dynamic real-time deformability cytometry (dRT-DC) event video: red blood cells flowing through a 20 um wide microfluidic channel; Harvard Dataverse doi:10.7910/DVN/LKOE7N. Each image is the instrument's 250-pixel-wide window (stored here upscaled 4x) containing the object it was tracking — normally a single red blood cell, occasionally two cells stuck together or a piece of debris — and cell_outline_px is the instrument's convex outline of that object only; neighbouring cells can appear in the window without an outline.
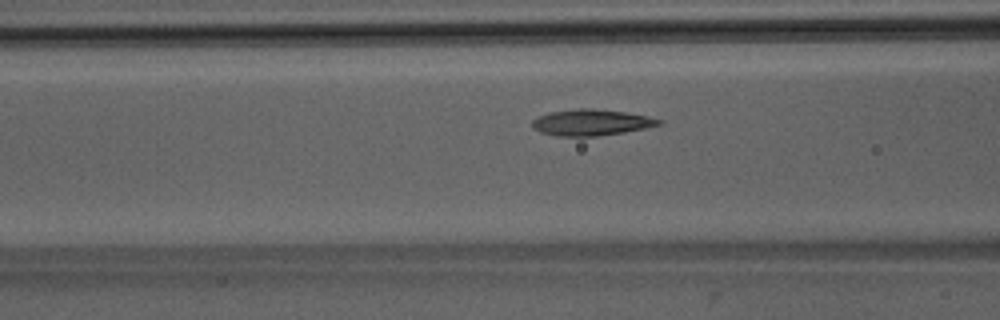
{"species": "Egyptian fruit bat (a non-hibernating species)", "species_latin": "Rousettus aegyptiacus", "temperature_condition": "room temperature", "stored_images_in_passage": 37, "camera_frame_rate_fps": 3000, "um_per_image_px": 0.085, "animal": {"sex": "male"}, "frame": {"image": 1, "passage_image": 8, "time_ms": 2.333, "image_size_px": [1000, 320], "cell_outline_px": [[664, 124], [624, 132], [596, 136], [556, 136], [540, 132], [532, 128], [532, 120], [540, 116], [552, 112], [580, 108], [592, 108], [624, 112], [648, 116], [664, 120]], "centroid_in_image_um": [50.28, 10.41], "position_along_channel_um": 116.3, "area_um2": 19.25}}
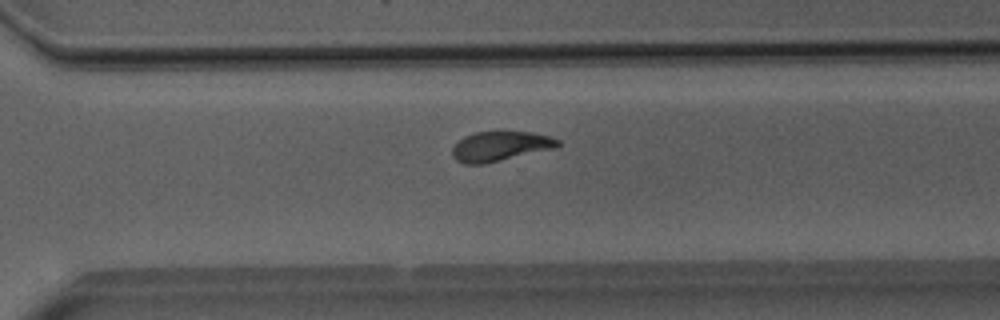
{"frame": {"image": 2, "passage_image": 24, "time_ms": 7.667, "image_size_px": [1000, 320], "cell_outline_px": [[560, 144], [556, 148], [484, 164], [464, 164], [456, 160], [452, 156], [452, 148], [464, 136], [476, 132], [496, 128], [532, 132], [548, 136], [560, 140]], "centroid_in_image_um": [42.52, 12.38], "position_along_channel_um": 328.1, "area_um2": 19.02}}
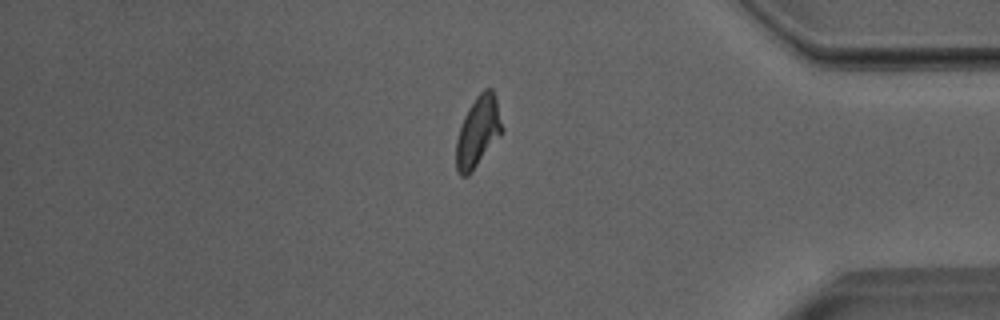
{"frame": {"image": 3, "passage_image": 31, "time_ms": 10.0, "image_size_px": [1000, 320], "cell_outline_px": [[504, 132], [472, 172], [468, 176], [460, 176], [456, 168], [456, 140], [460, 124], [468, 108], [476, 96], [484, 88], [492, 88], [496, 100], [504, 128]], "centroid_in_image_um": [40.63, 11.21], "position_along_channel_um": 394.6, "area_um2": 19.19}, "authors_computed_cell_mechanics": {"area_um2": 18.8428, "velocity_mm_per_s": 3.9793, "shape_relaxation_time_tau1_ms": 5.1883, "shape_relaxation_time_tau2_ms": 1.7289, "deformation_change_tau1": 0.1786, "deformation_change_tau2": 0.0951}}